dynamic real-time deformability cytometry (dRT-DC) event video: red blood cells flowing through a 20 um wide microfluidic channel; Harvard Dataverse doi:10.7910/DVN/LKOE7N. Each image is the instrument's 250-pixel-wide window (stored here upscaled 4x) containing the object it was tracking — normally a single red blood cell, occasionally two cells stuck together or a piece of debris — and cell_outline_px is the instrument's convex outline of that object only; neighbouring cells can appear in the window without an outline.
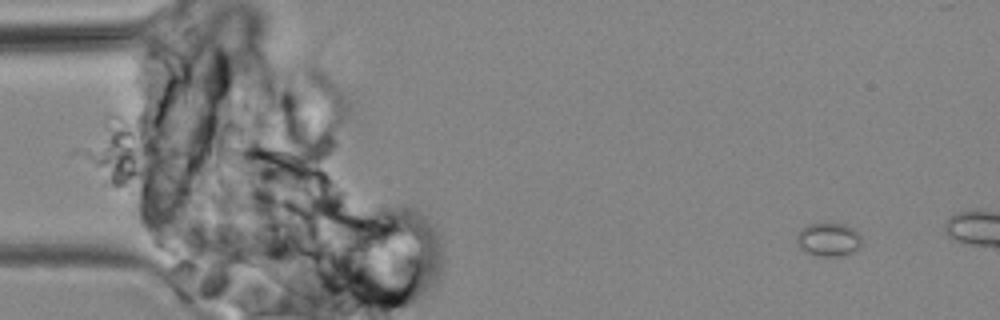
{"species": "common noctule bat (a hibernating species)", "species_latin": "Nyctalus noctula", "temperature_condition": "cold", "stored_images_in_passage": 7, "camera_frame_rate_fps": 3000, "um_per_image_px": 0.085, "animal": {"sex": "male", "body_mass_g": 19.2, "forearm_length_mm": 51.8}, "frame": {"image": 1, "passage_image": 2, "time_ms": 1.0, "image_size_px": [1000, 320], "cell_outline_px": [[860, 248], [852, 252], [840, 256], [820, 256], [804, 252], [800, 248], [796, 240], [796, 236], [800, 228], [808, 224], [844, 224], [860, 232]], "centroid_in_image_um": [70.4, 20.36], "position_along_channel_um": 14.6, "area_um2": 12.72}}